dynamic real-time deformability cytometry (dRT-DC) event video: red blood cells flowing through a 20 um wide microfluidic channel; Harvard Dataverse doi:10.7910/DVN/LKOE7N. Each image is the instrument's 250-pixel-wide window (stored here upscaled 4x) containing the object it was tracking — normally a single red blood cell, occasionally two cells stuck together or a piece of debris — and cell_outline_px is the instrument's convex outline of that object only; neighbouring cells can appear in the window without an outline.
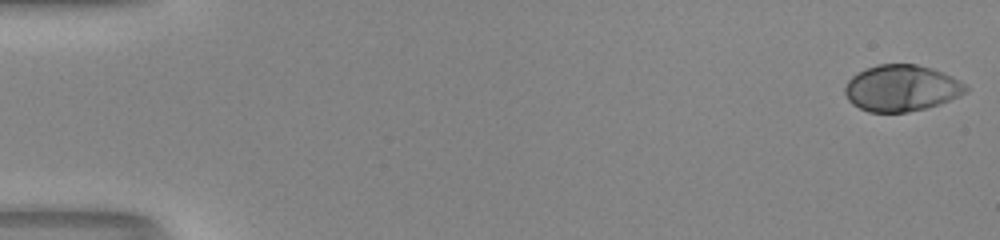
{"species": "human", "species_latin": "Homo sapiens", "temperature_condition": "room temperature", "stored_images_in_passage": 52, "camera_frame_rate_fps": 3000, "um_per_image_px": 0.085, "donor": {"sex": "male"}, "frame": {"image": 1, "passage_image": 1, "time_ms": 0.0, "image_size_px": [1000, 240], "cell_outline_px": [[968, 88], [964, 92], [948, 100], [924, 108], [908, 112], [868, 112], [852, 104], [848, 100], [844, 92], [844, 88], [848, 80], [852, 76], [868, 68], [880, 64], [916, 64], [932, 68], [952, 76], [964, 84]], "centroid_in_image_um": [76.57, 7.49], "position_along_channel_um": 8.4, "area_um2": 32.19}}
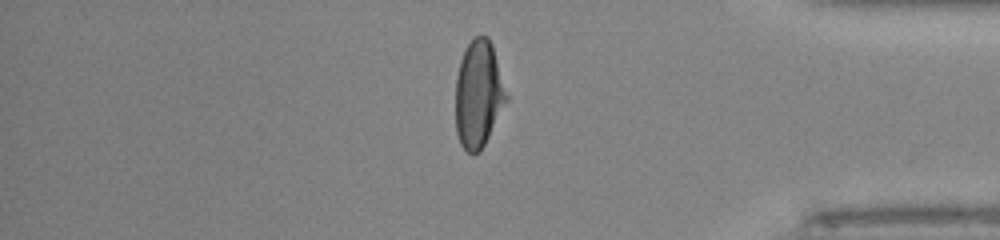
{"frame": {"image": 2, "passage_image": 44, "time_ms": 14.333, "image_size_px": [1000, 240], "cell_outline_px": [[508, 100], [480, 152], [468, 152], [460, 144], [456, 132], [456, 76], [460, 60], [468, 44], [476, 36], [488, 36], [492, 44], [508, 96]], "centroid_in_image_um": [40.67, 8.0], "position_along_channel_um": 394.5, "area_um2": 31.56}}
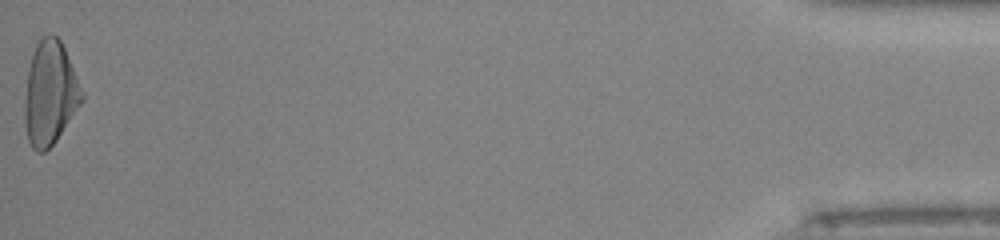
{"frame": {"image": 3, "passage_image": 52, "time_ms": 17.0, "image_size_px": [1000, 240], "cell_outline_px": [[84, 100], [56, 140], [44, 152], [36, 152], [32, 148], [28, 140], [24, 124], [24, 100], [28, 72], [32, 56], [36, 44], [40, 36], [56, 36], [60, 40], [64, 48], [84, 96]], "centroid_in_image_um": [4.23, 7.96], "position_along_channel_um": 431.0, "area_um2": 34.16}, "authors_computed_cell_mechanics": {"area_um2": 32.2813, "velocity_mm_per_s": 4.1298, "shape_relaxation_time_tau1_ms": 4.6922, "shape_relaxation_time_tau2_ms": null, "deformation_change_tau1": 0.2337, "deformation_change_tau2": null}}